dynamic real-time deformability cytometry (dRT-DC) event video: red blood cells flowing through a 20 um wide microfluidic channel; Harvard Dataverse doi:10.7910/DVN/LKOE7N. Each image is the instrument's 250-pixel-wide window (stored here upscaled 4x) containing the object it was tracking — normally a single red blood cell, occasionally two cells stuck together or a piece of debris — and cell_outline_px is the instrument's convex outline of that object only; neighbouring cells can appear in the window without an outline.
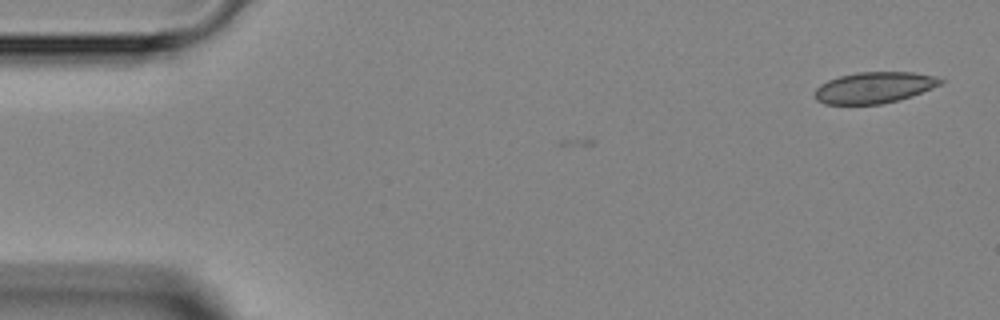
{"species": "Egyptian fruit bat (a non-hibernating species)", "species_latin": "Rousettus aegyptiacus", "temperature_condition": "room temperature", "stored_images_in_passage": 2, "camera_frame_rate_fps": 3000, "um_per_image_px": 0.085, "animal": {"sex": "female"}, "frame": {"image": 1, "passage_image": 2, "time_ms": 2.667, "image_size_px": [1000, 320], "cell_outline_px": [[944, 84], [912, 96], [900, 100], [880, 104], [824, 104], [816, 100], [816, 88], [820, 84], [828, 80], [840, 76], [856, 72], [912, 72], [936, 76], [944, 80]], "centroid_in_image_um": [74.35, 7.44], "position_along_channel_um": 10.6, "area_um2": 23.0}}